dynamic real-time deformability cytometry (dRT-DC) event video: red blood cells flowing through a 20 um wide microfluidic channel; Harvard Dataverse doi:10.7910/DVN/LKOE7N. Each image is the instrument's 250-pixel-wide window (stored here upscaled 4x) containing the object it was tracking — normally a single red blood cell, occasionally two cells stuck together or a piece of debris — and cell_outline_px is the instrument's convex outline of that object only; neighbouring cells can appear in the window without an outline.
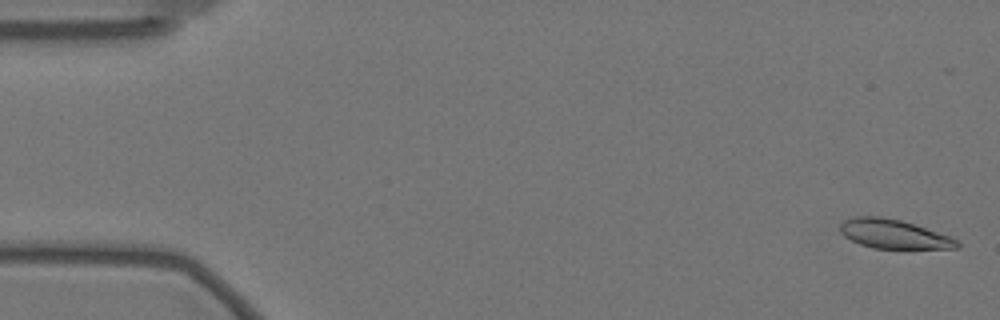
{"species": "Egyptian fruit bat (a non-hibernating species)", "species_latin": "Rousettus aegyptiacus", "temperature_condition": "warm", "stored_images_in_passage": 17, "camera_frame_rate_fps": 3000, "um_per_image_px": 0.085, "animal": {"sex": "female"}, "frame": {"image": 1, "passage_image": 2, "time_ms": 0.333, "image_size_px": [1000, 320], "cell_outline_px": [[960, 248], [872, 248], [860, 244], [844, 236], [840, 232], [840, 224], [844, 220], [856, 216], [880, 216], [900, 220], [952, 236], [960, 244]], "centroid_in_image_um": [75.96, 19.89], "position_along_channel_um": 9.0, "area_um2": 19.71}}
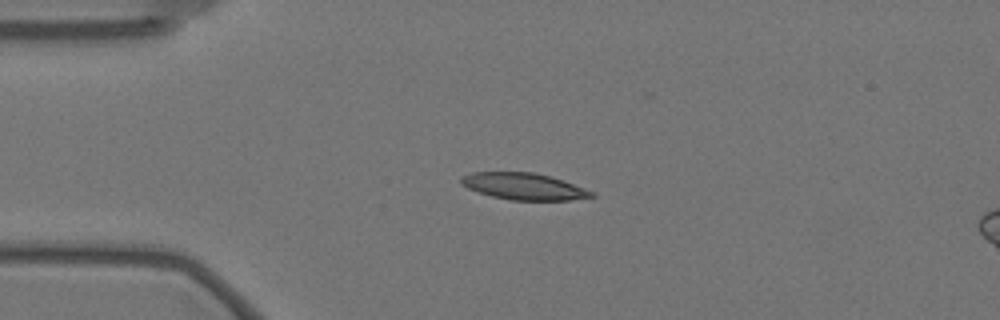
{"frame": {"image": 2, "passage_image": 14, "time_ms": 4.333, "image_size_px": [1000, 320], "cell_outline_px": [[596, 196], [568, 200], [508, 200], [492, 196], [468, 188], [460, 184], [460, 176], [472, 172], [532, 172], [552, 176], [564, 180], [596, 192]], "centroid_in_image_um": [44.54, 15.83], "position_along_channel_um": 40.5, "area_um2": 20.46}}